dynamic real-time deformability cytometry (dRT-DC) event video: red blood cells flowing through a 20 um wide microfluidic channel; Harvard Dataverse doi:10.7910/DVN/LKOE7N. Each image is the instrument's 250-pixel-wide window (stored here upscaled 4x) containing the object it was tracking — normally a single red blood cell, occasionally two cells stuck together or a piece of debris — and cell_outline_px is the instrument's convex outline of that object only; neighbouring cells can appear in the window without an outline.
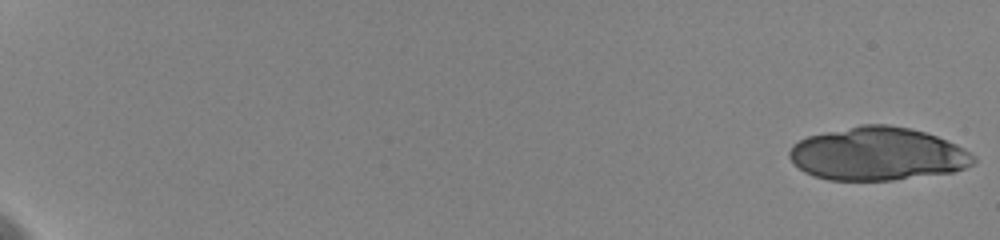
{"species": "human", "species_latin": "Homo sapiens", "temperature_condition": "cold", "stored_images_in_passage": 13, "camera_frame_rate_fps": 3000, "um_per_image_px": 0.085, "donor": {"sex": "female"}, "frame": {"image": 1, "passage_image": 1, "time_ms": 0.0, "image_size_px": [1000, 240], "cell_outline_px": [[976, 160], [972, 164], [964, 168], [952, 172], [892, 180], [828, 180], [812, 176], [804, 172], [788, 156], [788, 152], [792, 144], [808, 136], [860, 124], [888, 124], [912, 128], [936, 136], [956, 144], [964, 148]], "centroid_in_image_um": [74.56, 13.07], "position_along_channel_um": 10.4, "area_um2": 56.99}}